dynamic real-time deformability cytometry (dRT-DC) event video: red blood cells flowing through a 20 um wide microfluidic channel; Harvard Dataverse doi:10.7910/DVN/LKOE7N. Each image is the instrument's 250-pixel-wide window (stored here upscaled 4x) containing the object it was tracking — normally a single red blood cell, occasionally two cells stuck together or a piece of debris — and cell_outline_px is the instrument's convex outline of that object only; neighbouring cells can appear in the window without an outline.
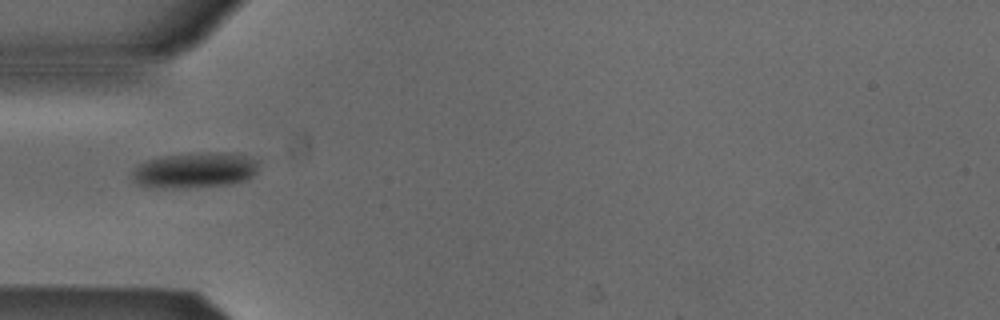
{"species": "Egyptian fruit bat (a non-hibernating species)", "species_latin": "Rousettus aegyptiacus", "temperature_condition": "cold", "stored_images_in_passage": 37, "camera_frame_rate_fps": 3000, "um_per_image_px": 0.085, "animal": {"sex": "male"}, "frame": {"image": 1, "passage_image": 1, "time_ms": 0.0, "image_size_px": [1000, 320], "cell_outline_px": [[260, 160], [256, 172], [248, 180], [232, 184], [188, 188], [156, 188], [136, 184], [132, 180], [132, 172], [140, 164], [148, 160], [164, 156], [208, 152], [224, 152], [244, 156]], "centroid_in_image_um": [16.59, 14.49], "position_along_channel_um": 68.4, "area_um2": 26.36}}
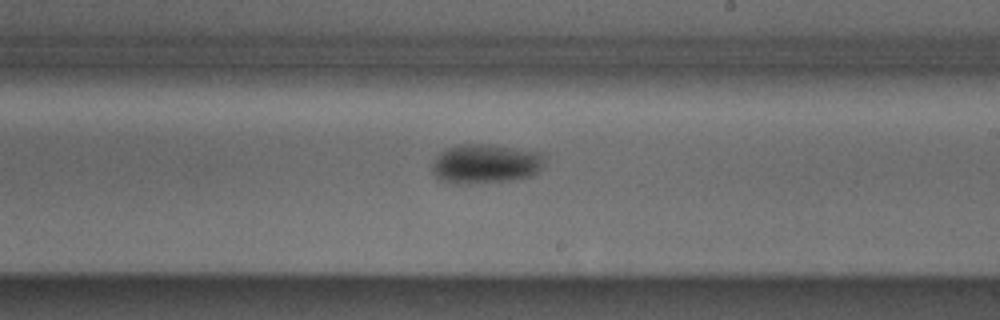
{"frame": {"image": 2, "passage_image": 15, "time_ms": 4.667, "image_size_px": [1000, 320], "cell_outline_px": [[544, 160], [540, 168], [532, 176], [512, 180], [464, 184], [456, 184], [444, 180], [436, 176], [432, 172], [432, 168], [436, 156], [448, 148], [460, 144], [488, 144], [544, 152]], "centroid_in_image_um": [41.3, 13.91], "position_along_channel_um": 247.7, "area_um2": 25.72}}
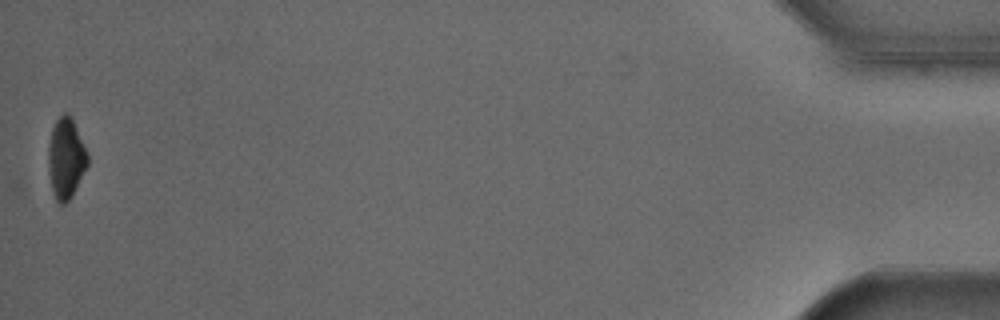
{"frame": {"image": 3, "passage_image": 37, "time_ms": 12.0, "image_size_px": [1000, 320], "cell_outline_px": [[88, 164], [72, 196], [64, 204], [60, 204], [56, 200], [52, 188], [48, 172], [48, 148], [52, 128], [56, 120], [64, 112], [68, 112], [72, 116], [88, 156]], "centroid_in_image_um": [5.6, 13.43], "position_along_channel_um": 429.6, "area_um2": 18.38}, "authors_computed_cell_mechanics": {"area_um2": 23.698, "velocity_mm_per_s": 3.8524, "shape_relaxation_time_tau1_ms": 2.3419, "shape_relaxation_time_tau2_ms": null, "deformation_change_tau1": 0.0783, "deformation_change_tau2": null}}